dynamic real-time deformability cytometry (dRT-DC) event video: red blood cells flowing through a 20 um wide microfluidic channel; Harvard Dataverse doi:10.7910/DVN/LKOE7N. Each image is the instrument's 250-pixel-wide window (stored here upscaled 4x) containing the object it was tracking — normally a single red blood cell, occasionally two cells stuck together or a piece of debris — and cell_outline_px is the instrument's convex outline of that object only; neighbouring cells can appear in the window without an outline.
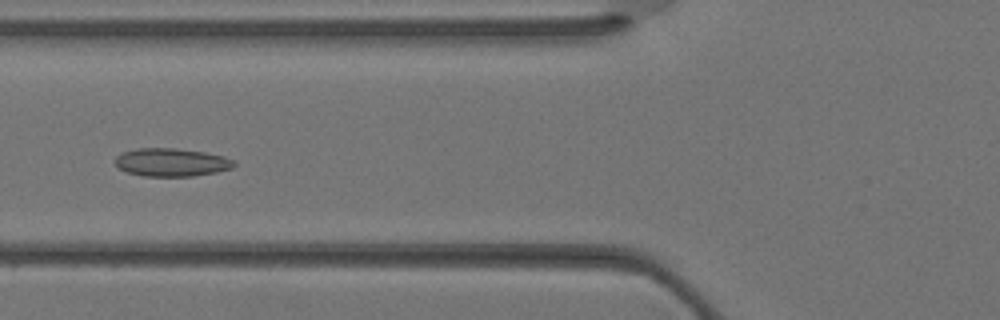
{"species": "Egyptian fruit bat (a non-hibernating species)", "species_latin": "Rousettus aegyptiacus", "temperature_condition": "warm", "stored_images_in_passage": 36, "camera_frame_rate_fps": 3000, "um_per_image_px": 0.085, "animal": {"sex": "female"}, "frame": {"image": 1, "passage_image": 14, "time_ms": 4.333, "image_size_px": [1000, 320], "cell_outline_px": [[236, 164], [232, 168], [216, 172], [192, 176], [144, 176], [128, 172], [120, 168], [116, 164], [116, 156], [124, 152], [136, 148], [176, 148], [204, 152], [224, 156], [236, 160]], "centroid_in_image_um": [14.62, 13.79], "position_along_channel_um": 111.2, "area_um2": 19.42}}
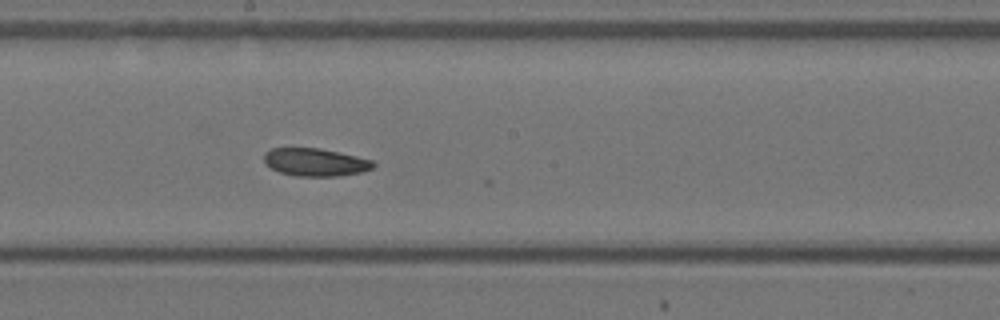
{"frame": {"image": 2, "passage_image": 20, "time_ms": 6.333, "image_size_px": [1000, 320], "cell_outline_px": [[376, 164], [372, 168], [360, 172], [336, 176], [296, 176], [280, 172], [264, 164], [264, 152], [272, 148], [320, 148], [356, 156], [372, 160]], "centroid_in_image_um": [26.77, 13.78], "position_along_channel_um": 221.4, "area_um2": 17.63}}
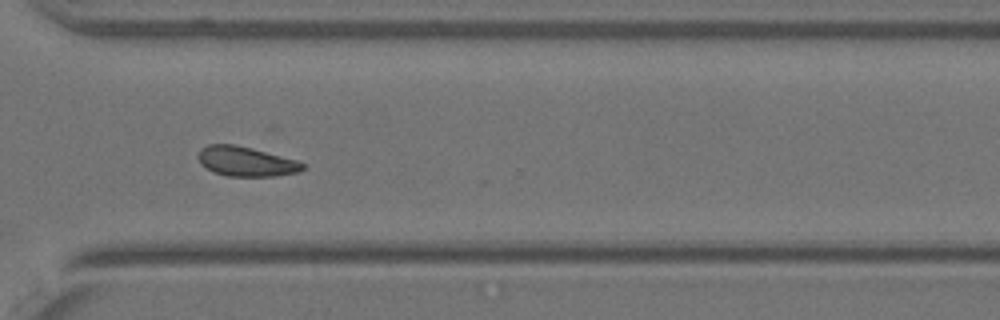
{"frame": {"image": 3, "passage_image": 27, "time_ms": 8.667, "image_size_px": [1000, 320], "cell_outline_px": [[304, 168], [300, 172], [276, 176], [228, 176], [212, 172], [200, 164], [200, 148], [208, 144], [236, 144], [252, 148], [296, 160], [304, 164]], "centroid_in_image_um": [20.91, 13.73], "position_along_channel_um": 349.7, "area_um2": 18.03}}